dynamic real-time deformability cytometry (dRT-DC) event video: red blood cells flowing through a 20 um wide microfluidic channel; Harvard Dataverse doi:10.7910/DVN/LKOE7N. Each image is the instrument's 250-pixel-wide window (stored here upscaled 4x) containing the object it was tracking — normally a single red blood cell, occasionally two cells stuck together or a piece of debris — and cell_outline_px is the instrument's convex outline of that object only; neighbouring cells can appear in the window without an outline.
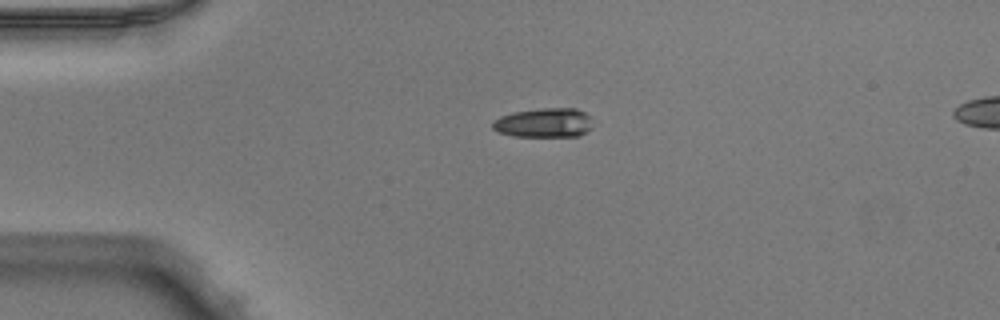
{"species": "Egyptian fruit bat (a non-hibernating species)", "species_latin": "Rousettus aegyptiacus", "temperature_condition": "warm", "stored_images_in_passage": 39, "camera_frame_rate_fps": 3000, "um_per_image_px": 0.085, "animal": {"sex": "male"}, "frame": {"image": 1, "passage_image": 1, "time_ms": 0.0, "image_size_px": [1000, 320], "cell_outline_px": [[592, 128], [576, 136], [512, 136], [500, 132], [492, 128], [492, 120], [500, 116], [512, 112], [540, 108], [576, 108], [584, 112], [588, 116]], "centroid_in_image_um": [46.19, 10.42], "position_along_channel_um": 38.8, "area_um2": 17.05}}
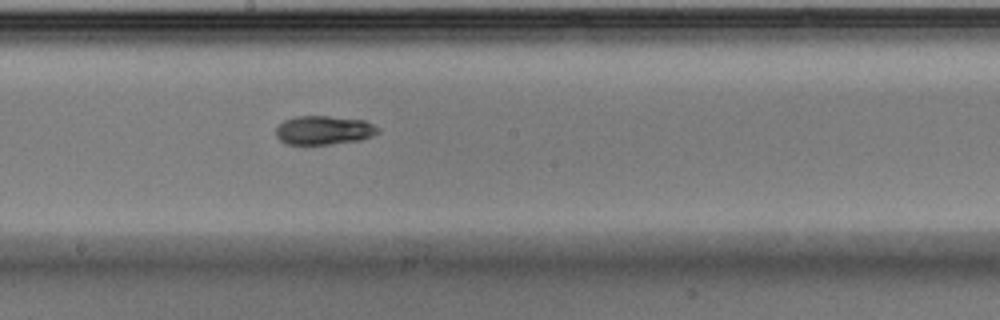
{"frame": {"image": 2, "passage_image": 17, "time_ms": 5.333, "image_size_px": [1000, 320], "cell_outline_px": [[380, 132], [372, 136], [360, 140], [328, 144], [288, 144], [280, 140], [276, 136], [276, 128], [284, 120], [296, 116], [328, 116], [364, 120], [380, 128]], "centroid_in_image_um": [27.54, 11.06], "position_along_channel_um": 220.7, "area_um2": 17.11}}
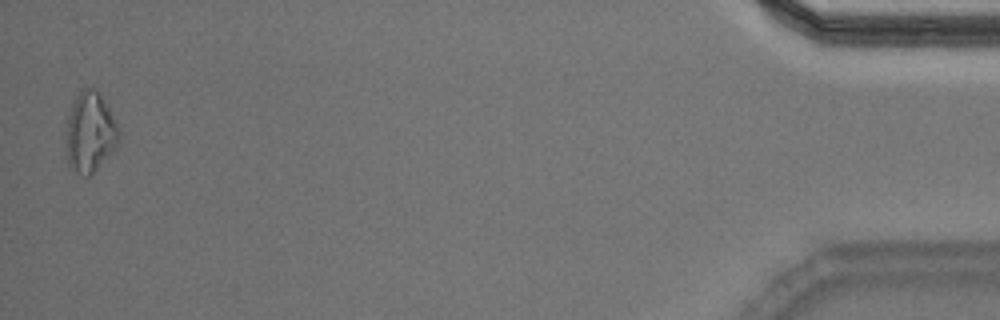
{"frame": {"image": 3, "passage_image": 39, "time_ms": 12.667, "image_size_px": [1000, 320], "cell_outline_px": [[120, 136], [116, 148], [92, 176], [84, 176], [68, 168], [64, 144], [64, 132], [68, 116], [72, 104], [76, 96], [84, 88], [96, 88], [100, 92], [120, 132]], "centroid_in_image_um": [7.61, 11.31], "position_along_channel_um": 427.6, "area_um2": 25.37}, "authors_computed_cell_mechanics": {"area_um2": 17.4556, "velocity_mm_per_s": 4.021, "shape_relaxation_time_tau1_ms": 4.0755, "shape_relaxation_time_tau2_ms": 6.8227, "deformation_change_tau1": 0.1332, "deformation_change_tau2": 0.1189}}